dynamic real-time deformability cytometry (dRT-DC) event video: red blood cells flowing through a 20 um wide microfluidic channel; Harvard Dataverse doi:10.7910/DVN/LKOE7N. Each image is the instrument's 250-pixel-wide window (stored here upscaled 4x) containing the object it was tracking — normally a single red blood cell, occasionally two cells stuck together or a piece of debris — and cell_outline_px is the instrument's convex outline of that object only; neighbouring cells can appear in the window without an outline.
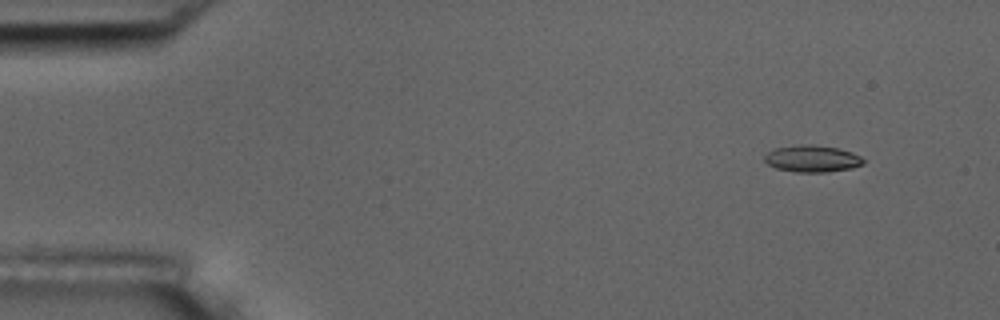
{"species": "common noctule bat (a hibernating species)", "species_latin": "Nyctalus noctula", "temperature_condition": "room temperature", "stored_images_in_passage": 5, "camera_frame_rate_fps": 3000, "um_per_image_px": 0.085, "animal": {"sex": "male", "body_mass_g": 17.5, "forearm_length_mm": 52.3}, "frame": {"image": 1, "passage_image": 2, "time_ms": 1.0, "image_size_px": [1000, 320], "cell_outline_px": [[864, 164], [852, 168], [828, 172], [796, 172], [776, 168], [768, 164], [764, 160], [764, 156], [768, 152], [776, 148], [800, 144], [812, 144], [840, 148], [852, 152], [860, 156], [864, 160]], "centroid_in_image_um": [69.06, 13.48], "position_along_channel_um": 15.9, "area_um2": 15.55}}